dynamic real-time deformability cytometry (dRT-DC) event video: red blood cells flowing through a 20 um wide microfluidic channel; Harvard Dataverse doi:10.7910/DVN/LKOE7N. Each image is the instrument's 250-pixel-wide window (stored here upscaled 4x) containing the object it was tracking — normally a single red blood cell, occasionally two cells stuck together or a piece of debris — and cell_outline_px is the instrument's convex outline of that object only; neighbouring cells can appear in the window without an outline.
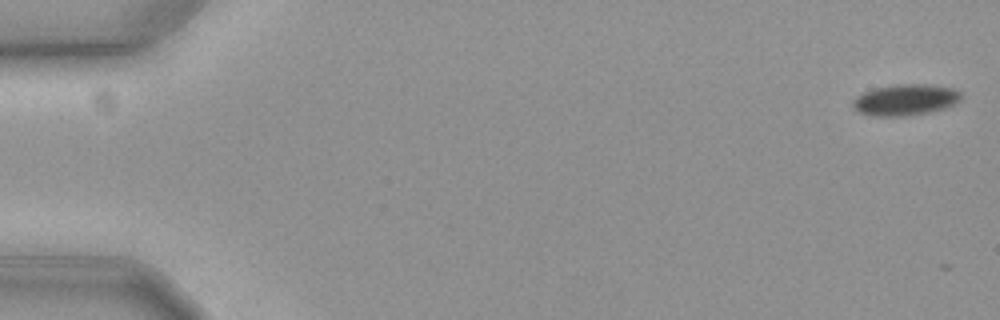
{"species": "common noctule bat (a hibernating species)", "species_latin": "Nyctalus noctula", "temperature_condition": "cold", "stored_images_in_passage": 2, "camera_frame_rate_fps": 3000, "um_per_image_px": 0.085, "animal": {"sex": "female", "body_mass_g": 19.3, "forearm_length_mm": 54.1}, "frame": {"image": 1, "passage_image": 1, "time_ms": 0.0, "image_size_px": [1000, 320], "cell_outline_px": [[964, 96], [960, 100], [944, 108], [928, 112], [904, 116], [872, 116], [860, 112], [852, 104], [852, 100], [856, 96], [864, 92], [876, 88], [900, 84], [928, 84], [952, 88], [964, 92]], "centroid_in_image_um": [76.99, 8.48], "position_along_channel_um": 8.0, "area_um2": 19.59}}